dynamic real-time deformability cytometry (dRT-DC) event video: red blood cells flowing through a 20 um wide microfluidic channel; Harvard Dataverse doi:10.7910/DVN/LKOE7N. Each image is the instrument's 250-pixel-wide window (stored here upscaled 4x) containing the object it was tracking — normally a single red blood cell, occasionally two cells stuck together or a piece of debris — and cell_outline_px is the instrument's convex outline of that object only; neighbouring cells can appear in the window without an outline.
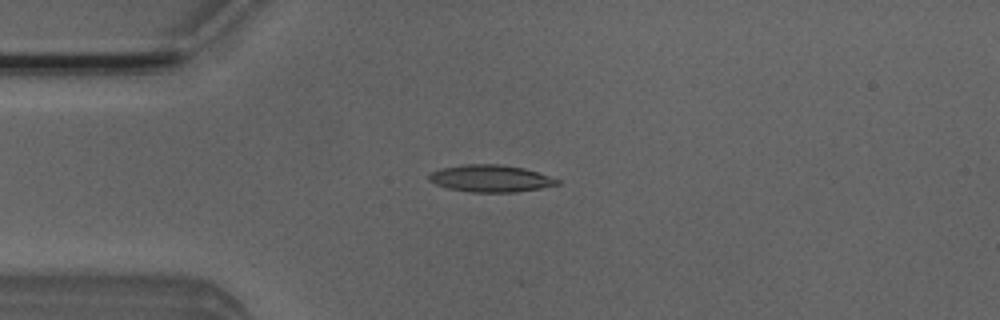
{"species": "Egyptian fruit bat (a non-hibernating species)", "species_latin": "Rousettus aegyptiacus", "temperature_condition": "room temperature", "stored_images_in_passage": 19, "camera_frame_rate_fps": 3000, "um_per_image_px": 0.085, "animal": {"sex": "male"}, "frame": {"image": 1, "passage_image": 13, "time_ms": 4.0, "image_size_px": [1000, 320], "cell_outline_px": [[560, 184], [540, 188], [516, 192], [468, 192], [448, 188], [436, 184], [428, 180], [428, 176], [432, 172], [440, 168], [464, 164], [500, 164], [524, 168], [560, 180]], "centroid_in_image_um": [41.67, 15.17], "position_along_channel_um": 43.3, "area_um2": 20.17}}